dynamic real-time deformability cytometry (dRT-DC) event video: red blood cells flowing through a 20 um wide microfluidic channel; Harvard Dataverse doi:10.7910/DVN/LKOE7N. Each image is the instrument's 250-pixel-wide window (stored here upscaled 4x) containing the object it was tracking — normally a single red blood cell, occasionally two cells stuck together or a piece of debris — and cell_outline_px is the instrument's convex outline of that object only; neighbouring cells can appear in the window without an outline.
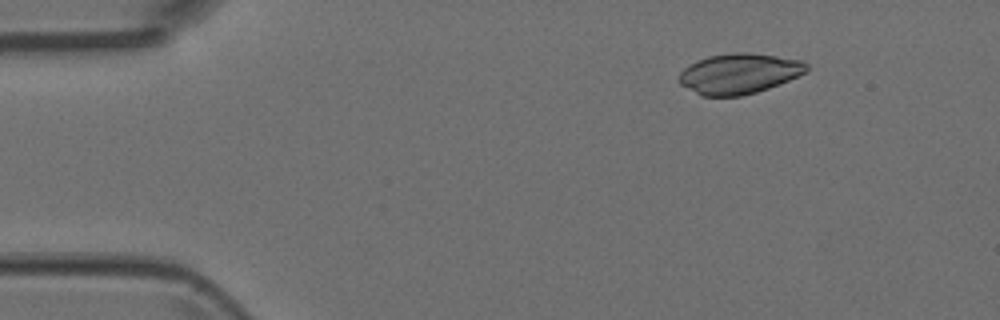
{"species": "Egyptian fruit bat (a non-hibernating species)", "species_latin": "Rousettus aegyptiacus", "temperature_condition": "room temperature", "stored_images_in_passage": 4, "camera_frame_rate_fps": 3000, "um_per_image_px": 0.085, "animal": {"sex": "female"}, "frame": {"image": 1, "passage_image": 1, "time_ms": 0.0, "image_size_px": [1000, 320], "cell_outline_px": [[808, 68], [804, 72], [788, 80], [768, 88], [756, 92], [740, 96], [700, 96], [680, 84], [676, 80], [676, 76], [684, 68], [696, 60], [708, 56], [732, 52], [748, 52], [776, 56], [800, 60], [808, 64]], "centroid_in_image_um": [62.74, 6.25], "position_along_channel_um": 22.3, "area_um2": 30.06}}